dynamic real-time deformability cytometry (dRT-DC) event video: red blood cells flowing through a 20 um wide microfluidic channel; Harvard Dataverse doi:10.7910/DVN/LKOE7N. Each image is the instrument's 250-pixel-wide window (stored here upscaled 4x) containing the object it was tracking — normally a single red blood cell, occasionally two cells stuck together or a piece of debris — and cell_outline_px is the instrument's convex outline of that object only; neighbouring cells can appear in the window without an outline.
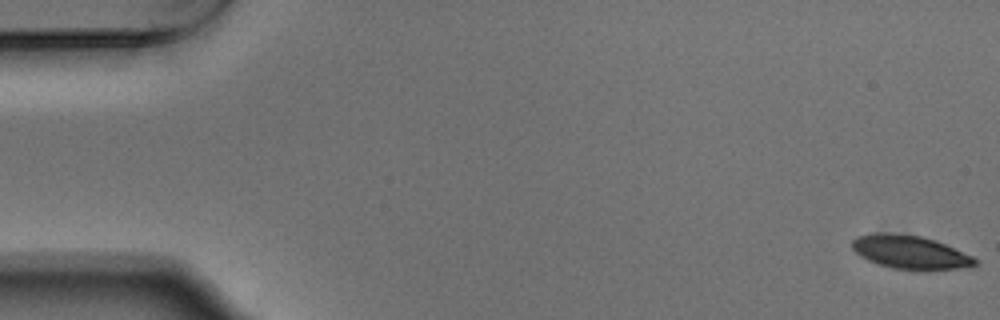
{"species": "Egyptian fruit bat (a non-hibernating species)", "species_latin": "Rousettus aegyptiacus", "temperature_condition": "warm", "stored_images_in_passage": 10, "camera_frame_rate_fps": 3000, "um_per_image_px": 0.085, "animal": {"sex": "male"}, "frame": {"image": 1, "passage_image": 1, "time_ms": 0.0, "image_size_px": [1000, 320], "cell_outline_px": [[976, 264], [956, 268], [892, 268], [868, 260], [860, 256], [852, 248], [852, 240], [856, 236], [868, 232], [896, 232], [920, 236], [936, 240], [972, 256], [976, 260]], "centroid_in_image_um": [77.25, 21.37], "position_along_channel_um": 7.7, "area_um2": 23.47}}